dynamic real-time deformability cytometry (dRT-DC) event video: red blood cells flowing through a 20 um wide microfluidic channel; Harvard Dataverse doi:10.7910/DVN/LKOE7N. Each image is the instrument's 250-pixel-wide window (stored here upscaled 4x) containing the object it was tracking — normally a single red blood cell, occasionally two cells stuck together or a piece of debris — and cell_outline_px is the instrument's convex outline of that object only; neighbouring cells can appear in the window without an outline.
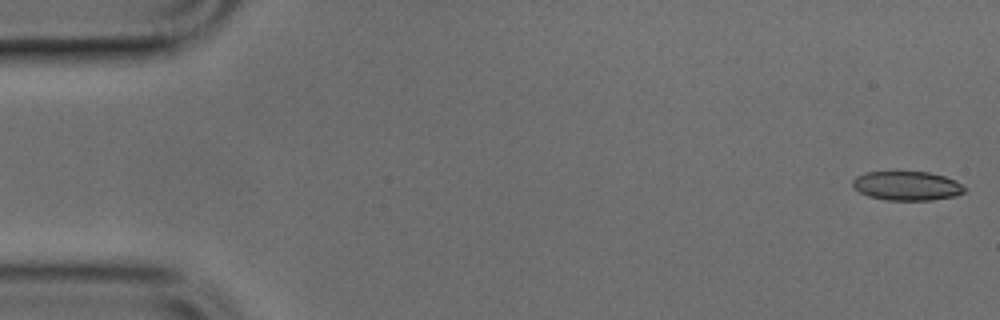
{"species": "common noctule bat (a hibernating species)", "species_latin": "Nyctalus noctula", "temperature_condition": "cold", "stored_images_in_passage": 29, "camera_frame_rate_fps": 3000, "um_per_image_px": 0.085, "animal": {"sex": "male", "body_mass_g": 17.9, "forearm_length_mm": 54.2}, "frame": {"image": 1, "passage_image": 1, "time_ms": 0.0, "image_size_px": [1000, 320], "cell_outline_px": [[968, 188], [964, 192], [956, 196], [932, 200], [884, 200], [868, 196], [860, 192], [852, 184], [852, 180], [856, 176], [864, 172], [928, 172], [944, 176], [956, 180]], "centroid_in_image_um": [77.12, 15.8], "position_along_channel_um": 7.9, "area_um2": 19.13}}
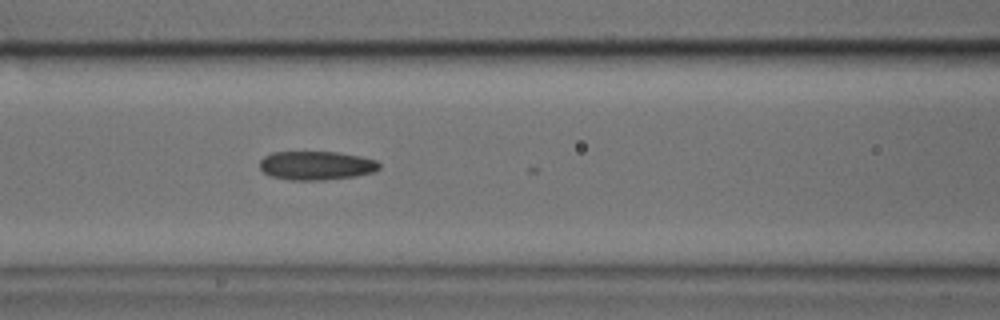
{"frame": {"image": 2, "passage_image": 20, "time_ms": 6.333, "image_size_px": [1000, 320], "cell_outline_px": [[380, 168], [376, 172], [356, 176], [324, 180], [292, 180], [268, 176], [260, 168], [260, 160], [264, 156], [272, 152], [336, 152], [360, 156], [376, 160], [380, 164]], "centroid_in_image_um": [26.89, 14.07], "position_along_channel_um": 139.7, "area_um2": 20.23}}
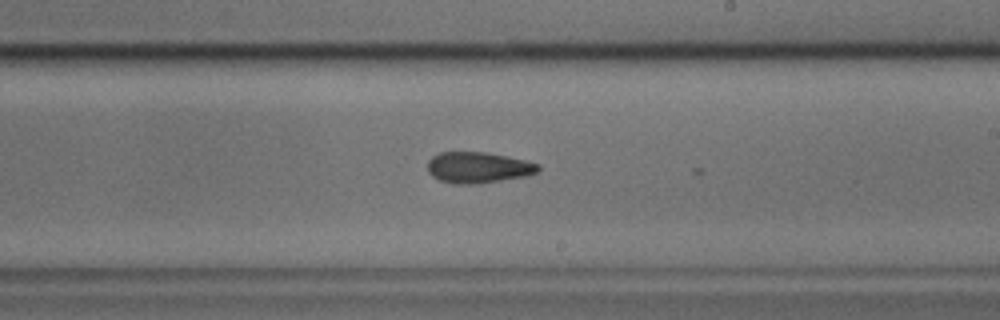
{"frame": {"image": 3, "passage_image": 28, "time_ms": 9.0, "image_size_px": [1000, 320], "cell_outline_px": [[540, 168], [536, 172], [528, 176], [480, 184], [452, 184], [440, 180], [432, 176], [428, 172], [428, 160], [432, 156], [440, 152], [488, 152], [524, 160], [540, 164]], "centroid_in_image_um": [40.64, 14.25], "position_along_channel_um": 248.4, "area_um2": 20.23}}